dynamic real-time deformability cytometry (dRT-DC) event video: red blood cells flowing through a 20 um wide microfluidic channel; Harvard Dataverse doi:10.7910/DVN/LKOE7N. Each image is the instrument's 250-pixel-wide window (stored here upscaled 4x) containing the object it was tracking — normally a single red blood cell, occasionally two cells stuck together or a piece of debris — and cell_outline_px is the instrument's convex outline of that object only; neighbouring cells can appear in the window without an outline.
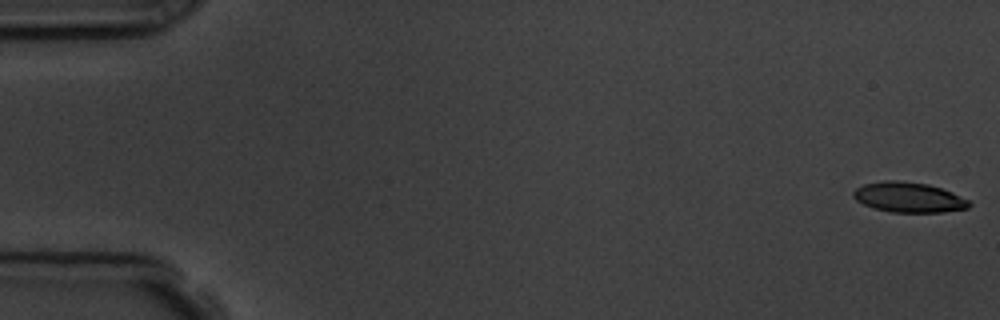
{"species": "common noctule bat (a hibernating species)", "species_latin": "Nyctalus noctula", "temperature_condition": "room temperature", "stored_images_in_passage": 6, "segment_of_instrument_passage": [2, 2], "camera_frame_rate_fps": 3000, "um_per_image_px": 0.085, "animal": {"sex": "male", "body_mass_g": 19.5, "forearm_length_mm": 54.6}, "frame": {"image": 1, "passage_image": 6, "time_ms": 6.0, "image_size_px": [1000, 320], "cell_outline_px": [[972, 204], [968, 208], [944, 212], [888, 212], [872, 208], [856, 200], [852, 196], [852, 192], [856, 188], [864, 184], [884, 180], [900, 180], [928, 184], [952, 192], [968, 200]], "centroid_in_image_um": [77.21, 16.77], "position_along_channel_um": 7.8, "area_um2": 20.46}}